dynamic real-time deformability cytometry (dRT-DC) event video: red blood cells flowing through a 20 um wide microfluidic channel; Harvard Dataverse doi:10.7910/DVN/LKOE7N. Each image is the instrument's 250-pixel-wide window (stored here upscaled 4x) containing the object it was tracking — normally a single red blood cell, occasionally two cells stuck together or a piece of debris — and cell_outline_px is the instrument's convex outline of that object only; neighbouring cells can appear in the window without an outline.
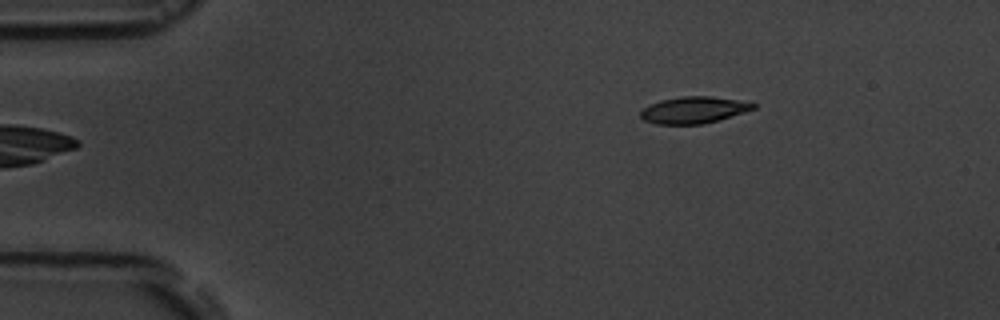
{"species": "common noctule bat (a hibernating species)", "species_latin": "Nyctalus noctula", "temperature_condition": "room temperature", "stored_images_in_passage": 5, "camera_frame_rate_fps": 3000, "um_per_image_px": 0.085, "animal": {"sex": "male", "body_mass_g": 19.5, "forearm_length_mm": 54.6}, "frame": {"image": 1, "passage_image": 5, "time_ms": 5.667, "image_size_px": [1000, 320], "cell_outline_px": [[756, 108], [744, 112], [704, 124], [656, 124], [644, 120], [640, 116], [640, 112], [648, 104], [660, 100], [680, 96], [712, 96], [736, 100], [756, 104]], "centroid_in_image_um": [58.92, 9.34], "position_along_channel_um": 26.1, "area_um2": 17.46}}